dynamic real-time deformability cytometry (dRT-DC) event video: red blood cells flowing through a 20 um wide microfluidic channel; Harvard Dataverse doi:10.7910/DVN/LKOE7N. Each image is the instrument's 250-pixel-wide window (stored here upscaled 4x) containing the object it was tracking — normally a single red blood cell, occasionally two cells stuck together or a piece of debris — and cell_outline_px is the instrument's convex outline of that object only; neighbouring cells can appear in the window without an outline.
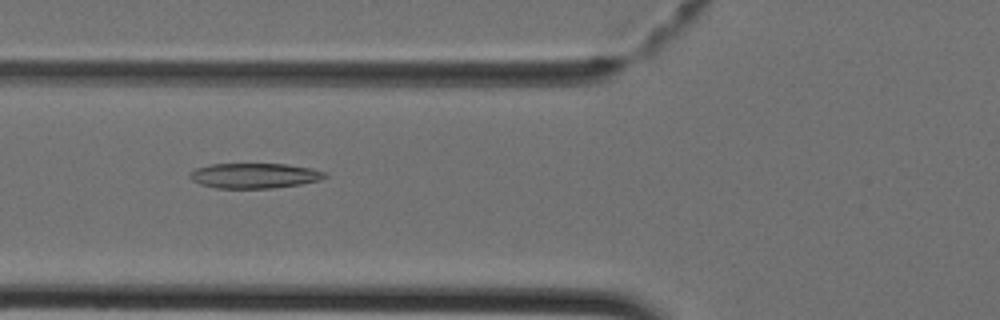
{"species": "Egyptian fruit bat (a non-hibernating species)", "species_latin": "Rousettus aegyptiacus", "temperature_condition": "cold", "stored_images_in_passage": 21, "camera_frame_rate_fps": 3000, "um_per_image_px": 0.085, "animal": {"sex": "female"}, "frame": {"image": 1, "passage_image": 10, "time_ms": 3.0, "image_size_px": [1000, 320], "cell_outline_px": [[328, 176], [320, 180], [300, 184], [272, 188], [216, 188], [200, 184], [192, 180], [188, 176], [188, 172], [196, 168], [212, 164], [288, 164], [312, 168], [328, 172]], "centroid_in_image_um": [21.64, 14.93], "position_along_channel_um": 104.2, "area_um2": 19.94}}
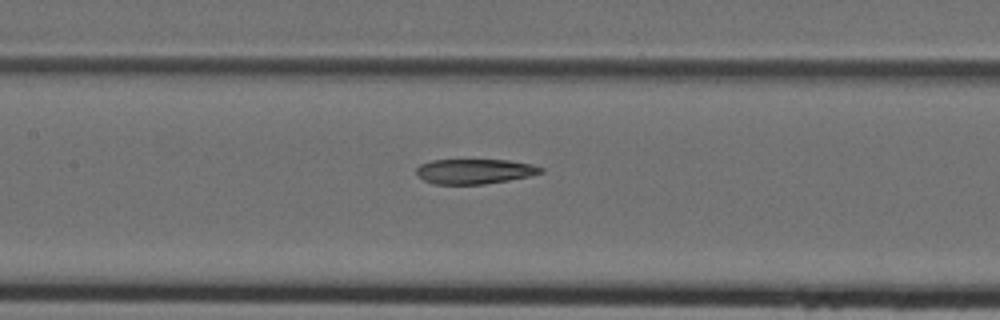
{"frame": {"image": 2, "passage_image": 14, "time_ms": 4.333, "image_size_px": [1000, 320], "cell_outline_px": [[544, 172], [528, 176], [508, 180], [484, 184], [436, 184], [424, 180], [416, 172], [416, 168], [420, 164], [432, 160], [508, 160], [532, 164], [544, 168]], "centroid_in_image_um": [40.35, 14.56], "position_along_channel_um": 167.0, "area_um2": 17.98}}
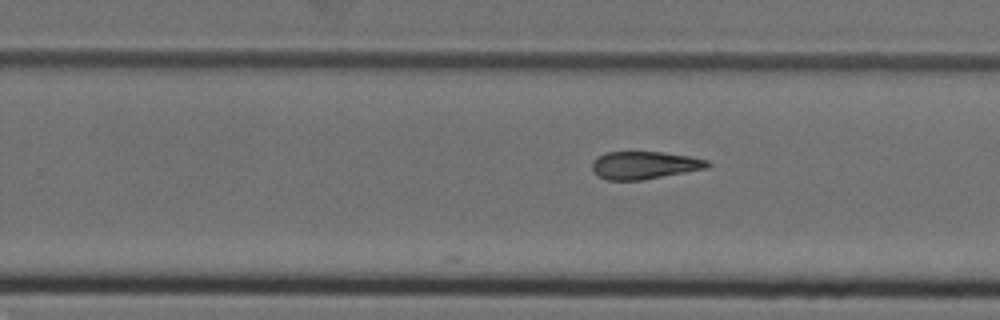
{"frame": {"image": 3, "passage_image": 21, "time_ms": 6.667, "image_size_px": [1000, 320], "cell_outline_px": [[712, 164], [708, 168], [640, 180], [608, 180], [596, 176], [592, 172], [592, 160], [596, 156], [604, 152], [664, 152], [688, 156], [708, 160]], "centroid_in_image_um": [54.72, 14.03], "position_along_channel_um": 275.1, "area_um2": 18.79}}